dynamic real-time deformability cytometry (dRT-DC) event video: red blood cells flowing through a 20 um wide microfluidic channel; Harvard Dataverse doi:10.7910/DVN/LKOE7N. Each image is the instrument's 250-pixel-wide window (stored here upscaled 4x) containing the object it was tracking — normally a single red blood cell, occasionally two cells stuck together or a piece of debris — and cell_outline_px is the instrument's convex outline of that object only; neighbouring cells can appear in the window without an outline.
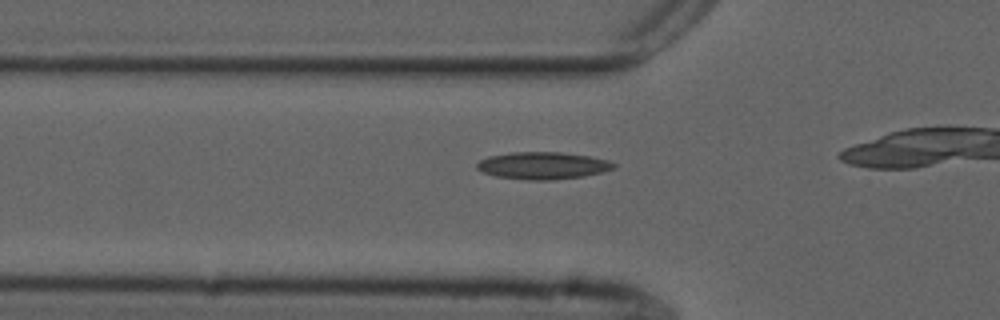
{"species": "common noctule bat (a hibernating species)", "species_latin": "Nyctalus noctula", "temperature_condition": "cold", "stored_images_in_passage": 18, "camera_frame_rate_fps": 3000, "um_per_image_px": 0.085, "animal": {"sex": "male", "forearm_length_mm": 52.5}, "frame": {"image": 1, "passage_image": 13, "time_ms": 4.0, "image_size_px": [1000, 320], "cell_outline_px": [[616, 168], [604, 172], [584, 176], [552, 180], [528, 180], [496, 176], [484, 172], [476, 168], [476, 164], [480, 160], [488, 156], [512, 152], [560, 152], [588, 156], [608, 160], [616, 164]], "centroid_in_image_um": [46.16, 14.07], "position_along_channel_um": 79.6, "area_um2": 21.73}}
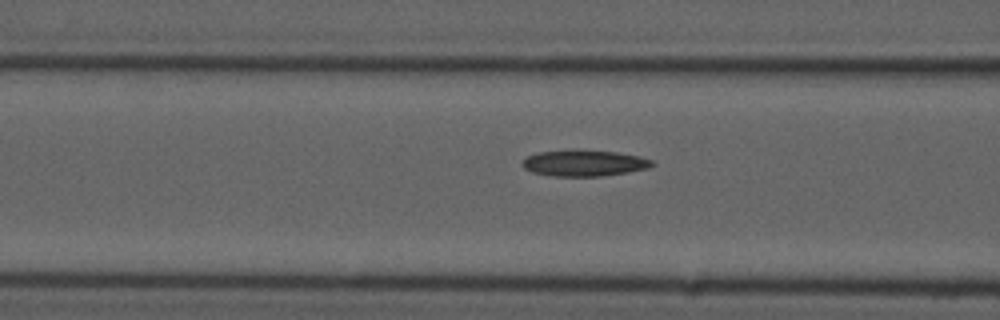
{"frame": {"image": 2, "passage_image": 16, "time_ms": 5.0, "image_size_px": [1000, 320], "cell_outline_px": [[656, 164], [648, 168], [628, 172], [600, 176], [552, 176], [532, 172], [524, 168], [520, 164], [528, 156], [540, 152], [572, 148], [616, 152], [640, 156], [652, 160]], "centroid_in_image_um": [49.65, 13.84], "position_along_channel_um": 116.9, "area_um2": 20.11}}